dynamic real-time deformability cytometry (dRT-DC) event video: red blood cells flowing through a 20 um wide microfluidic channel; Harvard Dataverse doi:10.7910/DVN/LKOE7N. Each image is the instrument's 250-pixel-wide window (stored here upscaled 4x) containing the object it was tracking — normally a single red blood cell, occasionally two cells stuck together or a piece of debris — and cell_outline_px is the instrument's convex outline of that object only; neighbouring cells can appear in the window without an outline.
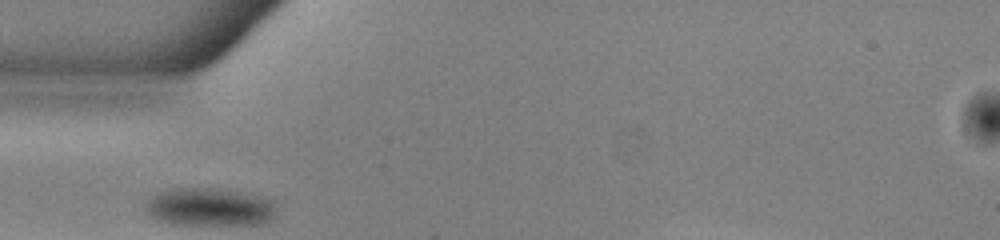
{"species": "common noctule bat (a hibernating species)", "species_latin": "Nyctalus noctula", "temperature_condition": "warm", "stored_images_in_passage": 25, "camera_frame_rate_fps": 3000, "um_per_image_px": 0.085, "animal": {"sex": "male", "body_mass_g": 13.0, "forearm_length_mm": 53.1}, "frame": {"image": 1, "passage_image": 1, "time_ms": 0.0, "image_size_px": [1000, 240], "cell_outline_px": [[276, 220], [268, 224], [168, 224], [156, 220], [144, 212], [144, 204], [156, 192], [172, 188], [208, 188], [236, 192], [256, 196], [272, 200], [276, 212]], "centroid_in_image_um": [17.77, 17.62], "position_along_channel_um": 67.2, "area_um2": 29.3}}
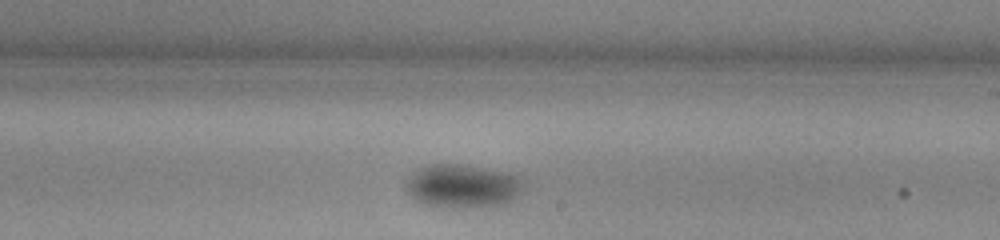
{"frame": {"image": 2, "passage_image": 15, "time_ms": 4.667, "image_size_px": [1000, 240], "cell_outline_px": [[524, 188], [512, 200], [504, 204], [476, 208], [424, 204], [412, 196], [408, 192], [408, 176], [420, 168], [428, 164], [460, 164], [500, 172], [516, 176], [524, 180]], "centroid_in_image_um": [39.35, 15.82], "position_along_channel_um": 249.7, "area_um2": 29.13}}
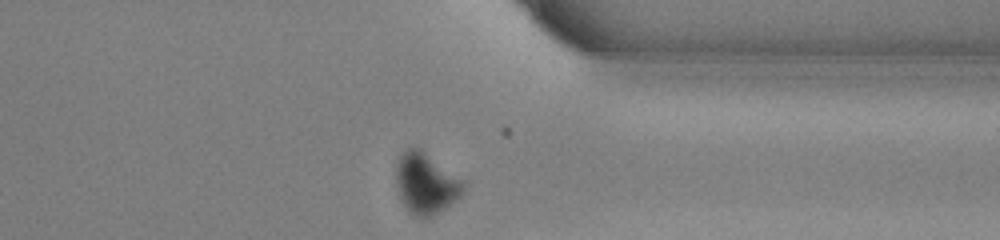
{"frame": {"image": 3, "passage_image": 25, "time_ms": 8.0, "image_size_px": [1000, 240], "cell_outline_px": [[464, 192], [456, 200], [444, 208], [424, 220], [416, 216], [400, 200], [396, 184], [396, 160], [408, 148], [420, 148], [464, 180]], "centroid_in_image_um": [36.2, 15.58], "position_along_channel_um": 375.2, "area_um2": 23.81}, "authors_computed_cell_mechanics": {"area_um2": 29.1312, "velocity_mm_per_s": 3.9249, "shape_relaxation_time_tau1_ms": 4.2559, "shape_relaxation_time_tau2_ms": 4.5392, "deformation_change_tau1": 0.0913, "deformation_change_tau2": 0.0347}}